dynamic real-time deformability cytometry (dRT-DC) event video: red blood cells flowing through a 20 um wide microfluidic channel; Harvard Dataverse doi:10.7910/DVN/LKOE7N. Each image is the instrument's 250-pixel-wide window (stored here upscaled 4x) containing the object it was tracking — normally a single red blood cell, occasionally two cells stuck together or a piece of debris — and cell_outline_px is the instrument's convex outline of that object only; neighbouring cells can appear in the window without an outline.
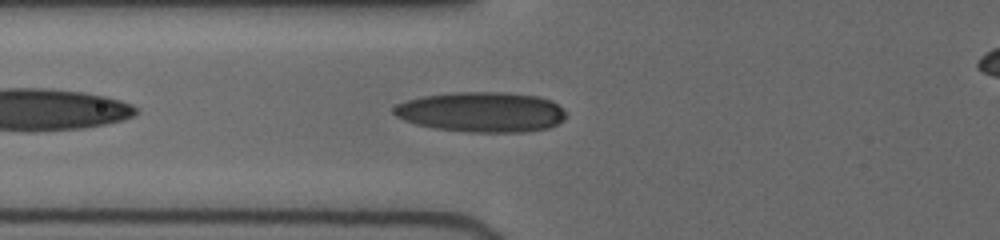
{"species": "human", "species_latin": "Homo sapiens", "temperature_condition": "cold", "stored_images_in_passage": 31, "camera_frame_rate_fps": 3000, "um_per_image_px": 0.085, "donor": {"sex": "female"}, "frame": {"image": 1, "passage_image": 3, "time_ms": 0.667, "image_size_px": [1000, 240], "cell_outline_px": [[568, 116], [564, 120], [548, 128], [524, 132], [468, 132], [436, 128], [416, 124], [404, 120], [396, 116], [392, 112], [400, 104], [408, 100], [424, 96], [456, 92], [504, 92], [536, 96], [552, 100]], "centroid_in_image_um": [40.97, 9.53], "position_along_channel_um": 84.8, "area_um2": 40.0}}
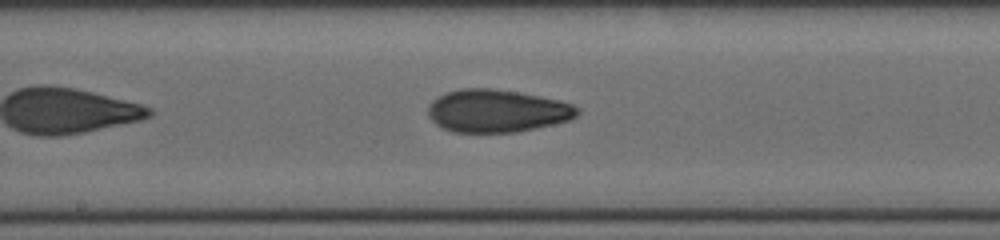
{"frame": {"image": 2, "passage_image": 12, "time_ms": 3.667, "image_size_px": [1000, 240], "cell_outline_px": [[580, 112], [576, 116], [568, 120], [536, 128], [516, 132], [452, 132], [440, 128], [428, 116], [428, 108], [432, 100], [448, 92], [464, 88], [492, 88], [516, 92], [556, 100], [572, 104], [580, 108]], "centroid_in_image_um": [42.21, 9.44], "position_along_channel_um": 206.0, "area_um2": 36.88}}
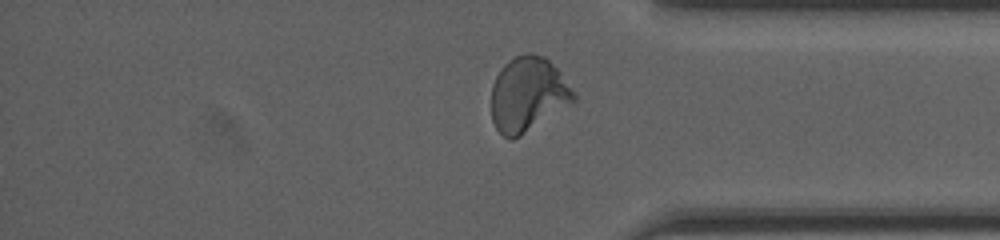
{"frame": {"image": 3, "passage_image": 31, "time_ms": 11.667, "image_size_px": [1000, 240], "cell_outline_px": [[576, 100], [520, 136], [512, 140], [504, 136], [496, 128], [492, 120], [492, 84], [496, 76], [504, 64], [508, 60], [516, 56], [528, 52], [532, 52], [544, 56], [560, 72], [576, 96]], "centroid_in_image_um": [44.85, 8.01], "position_along_channel_um": 390.3, "area_um2": 35.43}, "authors_computed_cell_mechanics": {"area_um2": 36.1828, "velocity_mm_per_s": 3.9996, "shape_relaxation_time_tau1_ms": 6.8222, "shape_relaxation_time_tau2_ms": 2.0312, "deformation_change_tau1": 0.2117, "deformation_change_tau2": 0.0802}}